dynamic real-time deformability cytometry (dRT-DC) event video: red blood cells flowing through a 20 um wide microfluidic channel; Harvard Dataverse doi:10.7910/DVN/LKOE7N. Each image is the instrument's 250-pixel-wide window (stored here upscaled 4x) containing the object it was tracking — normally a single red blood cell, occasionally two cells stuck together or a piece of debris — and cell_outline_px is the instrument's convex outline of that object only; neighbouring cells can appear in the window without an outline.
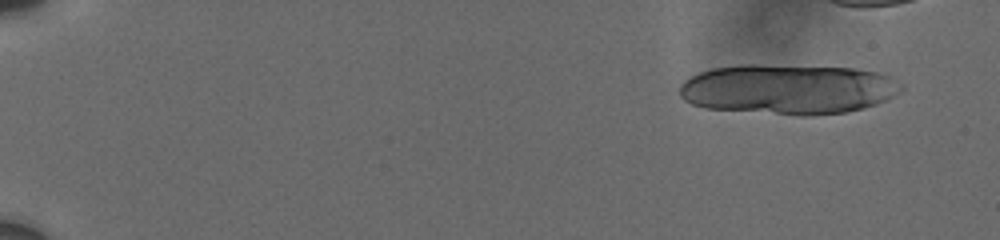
{"species": "human", "species_latin": "Homo sapiens", "temperature_condition": "cold", "stored_images_in_passage": 9, "camera_frame_rate_fps": 3000, "um_per_image_px": 0.085, "donor": {"sex": "male"}, "frame": {"image": 1, "passage_image": 2, "time_ms": 1.0, "image_size_px": [1000, 240], "cell_outline_px": [[904, 88], [900, 92], [876, 104], [864, 108], [844, 112], [808, 116], [800, 116], [708, 108], [692, 104], [684, 100], [680, 96], [680, 84], [684, 80], [700, 72], [712, 68], [740, 64], [760, 64], [856, 68], [876, 72], [888, 76], [904, 84]], "centroid_in_image_um": [66.99, 7.57], "position_along_channel_um": 18.0, "area_um2": 65.08}}